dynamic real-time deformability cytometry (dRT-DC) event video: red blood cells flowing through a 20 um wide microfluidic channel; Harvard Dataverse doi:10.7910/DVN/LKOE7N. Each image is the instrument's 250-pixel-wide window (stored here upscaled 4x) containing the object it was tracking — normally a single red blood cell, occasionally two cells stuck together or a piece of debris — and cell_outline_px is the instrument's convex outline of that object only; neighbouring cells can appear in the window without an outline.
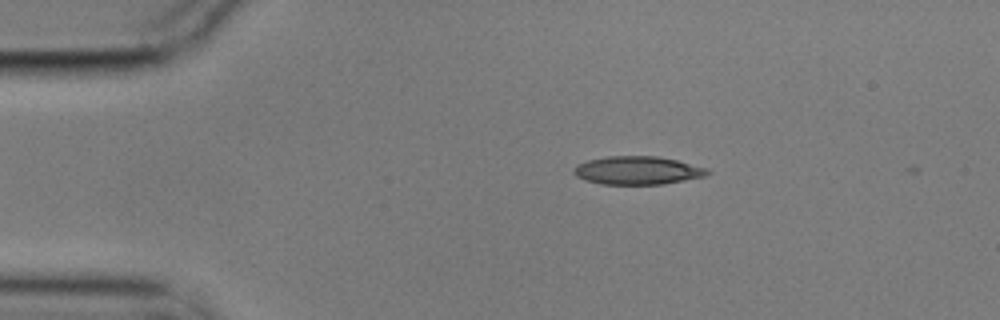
{"species": "common noctule bat (a hibernating species)", "species_latin": "Nyctalus noctula", "temperature_condition": "cold", "stored_images_in_passage": 2, "camera_frame_rate_fps": 3000, "um_per_image_px": 0.085, "animal": {"sex": "male", "body_mass_g": 17.9}, "frame": {"image": 1, "passage_image": 1, "time_ms": 0.0, "image_size_px": [1000, 320], "cell_outline_px": [[712, 172], [704, 176], [664, 184], [600, 184], [584, 180], [576, 176], [572, 172], [572, 168], [576, 164], [588, 160], [608, 156], [656, 156], [676, 160], [708, 168]], "centroid_in_image_um": [54.15, 14.48], "position_along_channel_um": 30.8, "area_um2": 22.08}}